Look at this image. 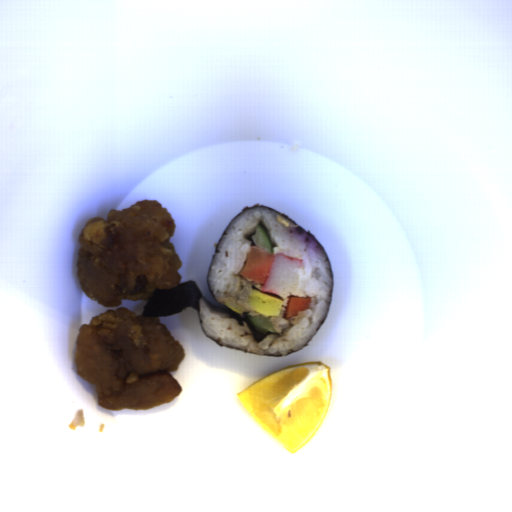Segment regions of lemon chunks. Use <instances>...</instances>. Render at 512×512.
Listing matches in <instances>:
<instances>
[{
  "label": "lemon chunks",
  "instance_id": "lemon-chunks-1",
  "mask_svg": "<svg viewBox=\"0 0 512 512\" xmlns=\"http://www.w3.org/2000/svg\"><path fill=\"white\" fill-rule=\"evenodd\" d=\"M332 387L330 367L308 361L265 375L235 396L260 427L295 454L324 422Z\"/></svg>",
  "mask_w": 512,
  "mask_h": 512
}]
</instances>
